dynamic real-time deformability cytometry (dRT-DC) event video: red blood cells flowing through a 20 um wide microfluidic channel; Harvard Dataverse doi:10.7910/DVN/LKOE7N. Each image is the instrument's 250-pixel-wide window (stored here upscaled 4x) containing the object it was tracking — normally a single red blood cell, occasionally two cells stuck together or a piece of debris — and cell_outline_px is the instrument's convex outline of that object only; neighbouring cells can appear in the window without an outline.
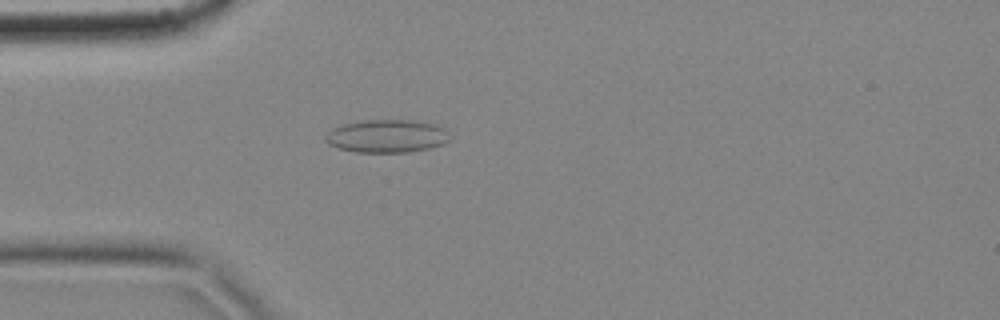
{"species": "common noctule bat (a hibernating species)", "species_latin": "Nyctalus noctula", "temperature_condition": "cold", "stored_images_in_passage": 36, "camera_frame_rate_fps": 3000, "um_per_image_px": 0.085, "animal": {"sex": "female", "body_mass_g": 18.4}, "frame": {"image": 1, "passage_image": 4, "time_ms": 1.0, "image_size_px": [1000, 320], "cell_outline_px": [[448, 140], [444, 144], [428, 148], [408, 152], [356, 152], [336, 148], [328, 144], [324, 140], [324, 136], [328, 132], [344, 124], [364, 120], [416, 120], [436, 124], [444, 128], [448, 132]], "centroid_in_image_um": [32.88, 11.57], "position_along_channel_um": 52.1, "area_um2": 23.93}}
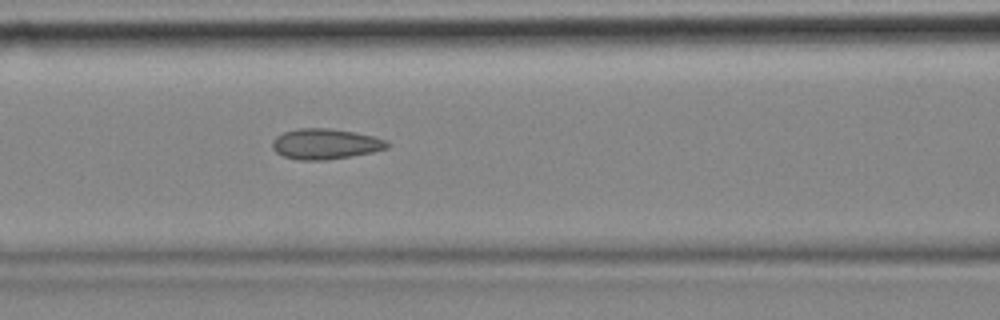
{"frame": {"image": 2, "passage_image": 12, "time_ms": 3.667, "image_size_px": [1000, 320], "cell_outline_px": [[392, 144], [388, 148], [372, 152], [352, 156], [328, 160], [300, 160], [284, 156], [276, 152], [272, 148], [272, 140], [276, 136], [284, 132], [300, 128], [328, 128], [356, 132], [388, 140]], "centroid_in_image_um": [27.69, 12.23], "position_along_channel_um": 138.9, "area_um2": 20.58}}
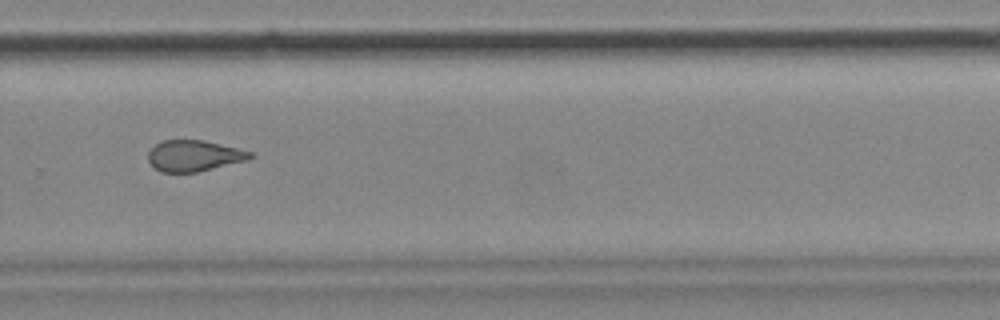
{"frame": {"image": 3, "passage_image": 27, "time_ms": 8.667, "image_size_px": [1000, 320], "cell_outline_px": [[256, 156], [248, 160], [196, 172], [160, 172], [148, 160], [148, 152], [156, 144], [164, 140], [204, 140], [252, 152]], "centroid_in_image_um": [16.51, 13.24], "position_along_channel_um": 313.3, "area_um2": 18.32}, "authors_computed_cell_mechanics": {"area_um2": 19.8832, "velocity_mm_per_s": 3.4973, "shape_relaxation_time_tau1_ms": null, "shape_relaxation_time_tau2_ms": 2.1568, "deformation_change_tau1": null, "deformation_change_tau2": 0.0804}}